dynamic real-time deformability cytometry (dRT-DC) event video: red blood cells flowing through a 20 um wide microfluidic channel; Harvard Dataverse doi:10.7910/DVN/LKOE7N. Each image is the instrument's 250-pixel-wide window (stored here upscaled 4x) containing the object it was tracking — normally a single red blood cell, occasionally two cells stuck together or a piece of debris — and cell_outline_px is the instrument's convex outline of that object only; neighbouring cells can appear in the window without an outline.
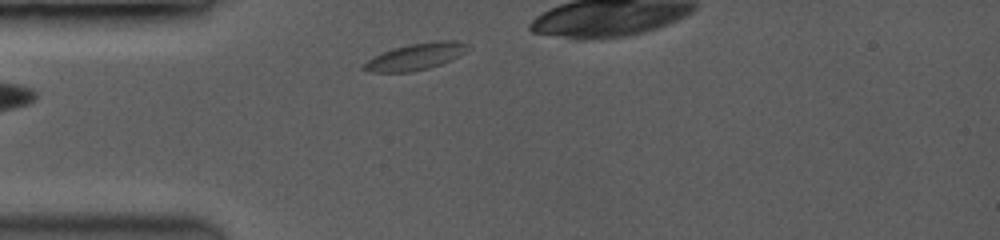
{"species": "common noctule bat (a hibernating species)", "species_latin": "Nyctalus noctula", "temperature_condition": "room temperature", "stored_images_in_passage": 4, "camera_frame_rate_fps": 3500, "um_per_image_px": 0.085, "animal": {"sex": "female", "body_mass_g": 19.0, "forearm_length_mm": 53.3}, "frame": {"image": 1, "passage_image": 1, "time_ms": 0.0, "image_size_px": [1000, 240], "cell_outline_px": [[468, 44], [456, 56], [440, 64], [428, 68], [408, 72], [372, 72], [360, 68], [368, 60], [392, 48], [412, 44], [440, 40], [452, 40]], "centroid_in_image_um": [35.24, 4.82], "position_along_channel_um": 49.8, "area_um2": 15.37}}